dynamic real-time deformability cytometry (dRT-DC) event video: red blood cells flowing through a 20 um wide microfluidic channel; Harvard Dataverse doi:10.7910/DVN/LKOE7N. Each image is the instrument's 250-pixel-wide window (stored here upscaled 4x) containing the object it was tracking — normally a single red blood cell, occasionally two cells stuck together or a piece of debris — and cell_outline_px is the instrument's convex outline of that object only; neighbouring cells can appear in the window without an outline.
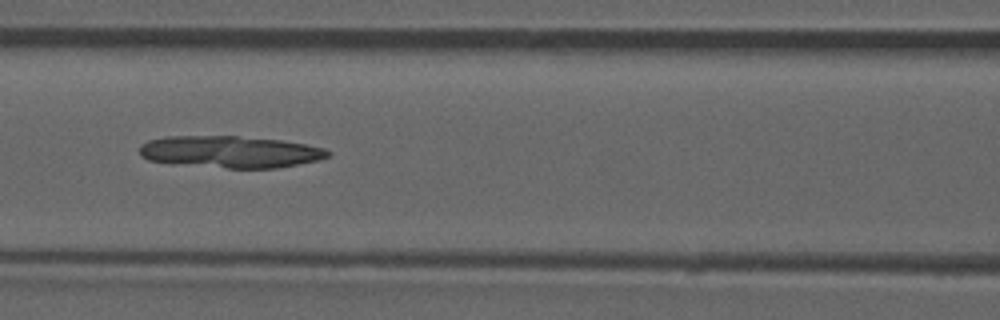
{"species": "common noctule bat (a hibernating species)", "species_latin": "Nyctalus noctula", "temperature_condition": "room temperature", "stored_images_in_passage": 51, "camera_frame_rate_fps": 3000, "um_per_image_px": 0.085, "animal": {"sex": "male", "forearm_length_mm": 52.5}, "frame": {"image": 1, "passage_image": 22, "time_ms": 7.0, "image_size_px": [1000, 320], "cell_outline_px": [[332, 156], [316, 160], [276, 168], [228, 168], [148, 160], [140, 156], [140, 144], [148, 140], [168, 136], [236, 136], [280, 140], [304, 144], [324, 148], [332, 152]], "centroid_in_image_um": [19.58, 12.89], "position_along_channel_um": 147.0, "area_um2": 34.62}}